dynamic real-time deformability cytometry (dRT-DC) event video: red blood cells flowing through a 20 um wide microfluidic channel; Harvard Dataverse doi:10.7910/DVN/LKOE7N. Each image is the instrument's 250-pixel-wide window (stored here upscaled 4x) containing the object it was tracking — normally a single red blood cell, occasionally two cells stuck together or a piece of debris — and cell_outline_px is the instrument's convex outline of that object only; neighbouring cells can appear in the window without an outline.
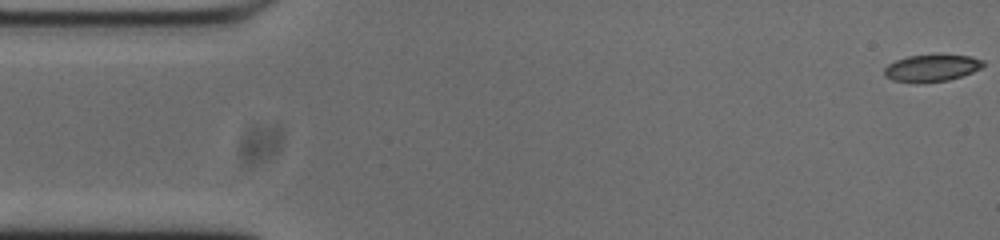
{"species": "common noctule bat (a hibernating species)", "species_latin": "Nyctalus noctula", "temperature_condition": "cold", "stored_images_in_passage": 11, "camera_frame_rate_fps": 3000, "um_per_image_px": 0.085, "animal": {"sex": "male", "body_mass_g": 20.0, "forearm_length_mm": 53.3}, "frame": {"image": 1, "passage_image": 1, "time_ms": 0.0, "image_size_px": [1000, 240], "cell_outline_px": [[984, 64], [980, 68], [972, 72], [948, 80], [892, 80], [884, 76], [884, 68], [888, 64], [896, 60], [908, 56], [972, 56], [984, 60]], "centroid_in_image_um": [79.2, 5.75], "position_along_channel_um": 5.8, "area_um2": 14.57}}